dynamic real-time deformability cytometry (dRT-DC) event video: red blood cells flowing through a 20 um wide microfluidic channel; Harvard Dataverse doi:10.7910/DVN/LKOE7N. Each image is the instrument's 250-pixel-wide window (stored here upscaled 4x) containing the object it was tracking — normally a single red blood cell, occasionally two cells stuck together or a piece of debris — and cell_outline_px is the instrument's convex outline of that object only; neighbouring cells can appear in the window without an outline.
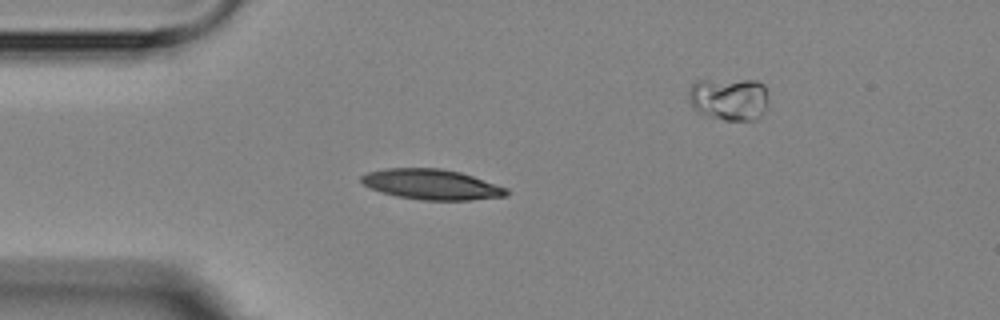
{"species": "Egyptian fruit bat (a non-hibernating species)", "species_latin": "Rousettus aegyptiacus", "temperature_condition": "room temperature", "stored_images_in_passage": 3, "segment_of_instrument_passage": [1, 2], "camera_frame_rate_fps": 3000, "um_per_image_px": 0.085, "animal": {"sex": "female"}, "frame": {"image": 1, "passage_image": 2, "time_ms": 2.0, "image_size_px": [1000, 320], "cell_outline_px": [[508, 192], [504, 196], [472, 200], [420, 200], [396, 196], [372, 188], [364, 184], [360, 180], [360, 176], [368, 172], [384, 168], [440, 168], [460, 172], [508, 188]], "centroid_in_image_um": [36.68, 15.67], "position_along_channel_um": 48.3, "area_um2": 25.49}}